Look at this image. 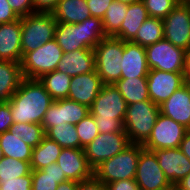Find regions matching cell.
Wrapping results in <instances>:
<instances>
[{
	"label": "cell",
	"mask_w": 190,
	"mask_h": 190,
	"mask_svg": "<svg viewBox=\"0 0 190 190\" xmlns=\"http://www.w3.org/2000/svg\"><path fill=\"white\" fill-rule=\"evenodd\" d=\"M130 140L125 131L115 133H99L98 136L85 148L88 164L94 170L107 159L124 150L130 145Z\"/></svg>",
	"instance_id": "cell-11"
},
{
	"label": "cell",
	"mask_w": 190,
	"mask_h": 190,
	"mask_svg": "<svg viewBox=\"0 0 190 190\" xmlns=\"http://www.w3.org/2000/svg\"><path fill=\"white\" fill-rule=\"evenodd\" d=\"M164 38L163 21L160 18L148 17L138 29L132 42L147 47Z\"/></svg>",
	"instance_id": "cell-30"
},
{
	"label": "cell",
	"mask_w": 190,
	"mask_h": 190,
	"mask_svg": "<svg viewBox=\"0 0 190 190\" xmlns=\"http://www.w3.org/2000/svg\"><path fill=\"white\" fill-rule=\"evenodd\" d=\"M180 150L190 160V130H188L180 144Z\"/></svg>",
	"instance_id": "cell-47"
},
{
	"label": "cell",
	"mask_w": 190,
	"mask_h": 190,
	"mask_svg": "<svg viewBox=\"0 0 190 190\" xmlns=\"http://www.w3.org/2000/svg\"><path fill=\"white\" fill-rule=\"evenodd\" d=\"M115 1H118V2H121V3H123V4L129 5V4L138 2V1H140V0H115Z\"/></svg>",
	"instance_id": "cell-52"
},
{
	"label": "cell",
	"mask_w": 190,
	"mask_h": 190,
	"mask_svg": "<svg viewBox=\"0 0 190 190\" xmlns=\"http://www.w3.org/2000/svg\"><path fill=\"white\" fill-rule=\"evenodd\" d=\"M3 157H4V154H3V151H2V149H1V147H0V160H1Z\"/></svg>",
	"instance_id": "cell-54"
},
{
	"label": "cell",
	"mask_w": 190,
	"mask_h": 190,
	"mask_svg": "<svg viewBox=\"0 0 190 190\" xmlns=\"http://www.w3.org/2000/svg\"><path fill=\"white\" fill-rule=\"evenodd\" d=\"M32 172L30 162L4 156L0 160V181L11 180Z\"/></svg>",
	"instance_id": "cell-34"
},
{
	"label": "cell",
	"mask_w": 190,
	"mask_h": 190,
	"mask_svg": "<svg viewBox=\"0 0 190 190\" xmlns=\"http://www.w3.org/2000/svg\"><path fill=\"white\" fill-rule=\"evenodd\" d=\"M169 190H185V189H183V188L179 187L177 184H175V185H172Z\"/></svg>",
	"instance_id": "cell-53"
},
{
	"label": "cell",
	"mask_w": 190,
	"mask_h": 190,
	"mask_svg": "<svg viewBox=\"0 0 190 190\" xmlns=\"http://www.w3.org/2000/svg\"><path fill=\"white\" fill-rule=\"evenodd\" d=\"M187 131L183 125L160 113L143 148L149 151L179 148Z\"/></svg>",
	"instance_id": "cell-12"
},
{
	"label": "cell",
	"mask_w": 190,
	"mask_h": 190,
	"mask_svg": "<svg viewBox=\"0 0 190 190\" xmlns=\"http://www.w3.org/2000/svg\"><path fill=\"white\" fill-rule=\"evenodd\" d=\"M53 101L39 79L23 78L17 91L8 100L12 120L17 123L41 124Z\"/></svg>",
	"instance_id": "cell-1"
},
{
	"label": "cell",
	"mask_w": 190,
	"mask_h": 190,
	"mask_svg": "<svg viewBox=\"0 0 190 190\" xmlns=\"http://www.w3.org/2000/svg\"><path fill=\"white\" fill-rule=\"evenodd\" d=\"M68 181L66 177H52L42 170H32L31 190H57L60 183Z\"/></svg>",
	"instance_id": "cell-37"
},
{
	"label": "cell",
	"mask_w": 190,
	"mask_h": 190,
	"mask_svg": "<svg viewBox=\"0 0 190 190\" xmlns=\"http://www.w3.org/2000/svg\"><path fill=\"white\" fill-rule=\"evenodd\" d=\"M168 181L175 185L190 173V160L180 148L153 150Z\"/></svg>",
	"instance_id": "cell-17"
},
{
	"label": "cell",
	"mask_w": 190,
	"mask_h": 190,
	"mask_svg": "<svg viewBox=\"0 0 190 190\" xmlns=\"http://www.w3.org/2000/svg\"><path fill=\"white\" fill-rule=\"evenodd\" d=\"M61 150L62 147L57 142L44 136L41 143L32 150L30 162L32 170H41L55 163Z\"/></svg>",
	"instance_id": "cell-27"
},
{
	"label": "cell",
	"mask_w": 190,
	"mask_h": 190,
	"mask_svg": "<svg viewBox=\"0 0 190 190\" xmlns=\"http://www.w3.org/2000/svg\"><path fill=\"white\" fill-rule=\"evenodd\" d=\"M135 181L140 190H169L172 186L159 166L154 152L145 148L138 158Z\"/></svg>",
	"instance_id": "cell-13"
},
{
	"label": "cell",
	"mask_w": 190,
	"mask_h": 190,
	"mask_svg": "<svg viewBox=\"0 0 190 190\" xmlns=\"http://www.w3.org/2000/svg\"><path fill=\"white\" fill-rule=\"evenodd\" d=\"M23 79L21 64L0 60V101H8Z\"/></svg>",
	"instance_id": "cell-25"
},
{
	"label": "cell",
	"mask_w": 190,
	"mask_h": 190,
	"mask_svg": "<svg viewBox=\"0 0 190 190\" xmlns=\"http://www.w3.org/2000/svg\"><path fill=\"white\" fill-rule=\"evenodd\" d=\"M96 70L94 49H78L64 53L57 71L66 73L71 78Z\"/></svg>",
	"instance_id": "cell-22"
},
{
	"label": "cell",
	"mask_w": 190,
	"mask_h": 190,
	"mask_svg": "<svg viewBox=\"0 0 190 190\" xmlns=\"http://www.w3.org/2000/svg\"><path fill=\"white\" fill-rule=\"evenodd\" d=\"M39 81L44 85L45 90L54 101L68 97L71 77L66 73L54 70L43 75L39 78Z\"/></svg>",
	"instance_id": "cell-29"
},
{
	"label": "cell",
	"mask_w": 190,
	"mask_h": 190,
	"mask_svg": "<svg viewBox=\"0 0 190 190\" xmlns=\"http://www.w3.org/2000/svg\"><path fill=\"white\" fill-rule=\"evenodd\" d=\"M159 107L161 114L190 130V91L185 85L177 89Z\"/></svg>",
	"instance_id": "cell-21"
},
{
	"label": "cell",
	"mask_w": 190,
	"mask_h": 190,
	"mask_svg": "<svg viewBox=\"0 0 190 190\" xmlns=\"http://www.w3.org/2000/svg\"><path fill=\"white\" fill-rule=\"evenodd\" d=\"M147 10L140 0L128 5L126 16L120 26V34L116 37L125 41H132L137 35L138 29L148 18Z\"/></svg>",
	"instance_id": "cell-24"
},
{
	"label": "cell",
	"mask_w": 190,
	"mask_h": 190,
	"mask_svg": "<svg viewBox=\"0 0 190 190\" xmlns=\"http://www.w3.org/2000/svg\"><path fill=\"white\" fill-rule=\"evenodd\" d=\"M103 85L96 70L77 75L71 78L67 98L90 107Z\"/></svg>",
	"instance_id": "cell-18"
},
{
	"label": "cell",
	"mask_w": 190,
	"mask_h": 190,
	"mask_svg": "<svg viewBox=\"0 0 190 190\" xmlns=\"http://www.w3.org/2000/svg\"><path fill=\"white\" fill-rule=\"evenodd\" d=\"M64 52L55 39L27 52L21 60L23 78L39 79L43 75L57 70Z\"/></svg>",
	"instance_id": "cell-8"
},
{
	"label": "cell",
	"mask_w": 190,
	"mask_h": 190,
	"mask_svg": "<svg viewBox=\"0 0 190 190\" xmlns=\"http://www.w3.org/2000/svg\"><path fill=\"white\" fill-rule=\"evenodd\" d=\"M32 172L28 175L17 177L11 180H1L0 190H31Z\"/></svg>",
	"instance_id": "cell-38"
},
{
	"label": "cell",
	"mask_w": 190,
	"mask_h": 190,
	"mask_svg": "<svg viewBox=\"0 0 190 190\" xmlns=\"http://www.w3.org/2000/svg\"><path fill=\"white\" fill-rule=\"evenodd\" d=\"M52 14L57 22L65 24L81 23L91 16L86 0H59Z\"/></svg>",
	"instance_id": "cell-23"
},
{
	"label": "cell",
	"mask_w": 190,
	"mask_h": 190,
	"mask_svg": "<svg viewBox=\"0 0 190 190\" xmlns=\"http://www.w3.org/2000/svg\"><path fill=\"white\" fill-rule=\"evenodd\" d=\"M77 190H107V186L93 176L88 180L78 182Z\"/></svg>",
	"instance_id": "cell-45"
},
{
	"label": "cell",
	"mask_w": 190,
	"mask_h": 190,
	"mask_svg": "<svg viewBox=\"0 0 190 190\" xmlns=\"http://www.w3.org/2000/svg\"><path fill=\"white\" fill-rule=\"evenodd\" d=\"M57 21L52 13L34 12L21 17L22 57L54 39Z\"/></svg>",
	"instance_id": "cell-6"
},
{
	"label": "cell",
	"mask_w": 190,
	"mask_h": 190,
	"mask_svg": "<svg viewBox=\"0 0 190 190\" xmlns=\"http://www.w3.org/2000/svg\"><path fill=\"white\" fill-rule=\"evenodd\" d=\"M9 131L15 133L24 143L32 148L37 147L45 136L42 125L36 123L13 122Z\"/></svg>",
	"instance_id": "cell-33"
},
{
	"label": "cell",
	"mask_w": 190,
	"mask_h": 190,
	"mask_svg": "<svg viewBox=\"0 0 190 190\" xmlns=\"http://www.w3.org/2000/svg\"><path fill=\"white\" fill-rule=\"evenodd\" d=\"M45 136L57 142L62 148L80 149V140L75 125L63 123L49 128Z\"/></svg>",
	"instance_id": "cell-32"
},
{
	"label": "cell",
	"mask_w": 190,
	"mask_h": 190,
	"mask_svg": "<svg viewBox=\"0 0 190 190\" xmlns=\"http://www.w3.org/2000/svg\"><path fill=\"white\" fill-rule=\"evenodd\" d=\"M75 128L80 140V149H84L99 134L98 127L95 124L94 118L91 114L78 122L75 125Z\"/></svg>",
	"instance_id": "cell-35"
},
{
	"label": "cell",
	"mask_w": 190,
	"mask_h": 190,
	"mask_svg": "<svg viewBox=\"0 0 190 190\" xmlns=\"http://www.w3.org/2000/svg\"><path fill=\"white\" fill-rule=\"evenodd\" d=\"M121 79L147 77L150 70L145 47L132 41L124 42Z\"/></svg>",
	"instance_id": "cell-19"
},
{
	"label": "cell",
	"mask_w": 190,
	"mask_h": 190,
	"mask_svg": "<svg viewBox=\"0 0 190 190\" xmlns=\"http://www.w3.org/2000/svg\"><path fill=\"white\" fill-rule=\"evenodd\" d=\"M41 170L52 177H66L64 172H62L61 167L56 162L51 163L50 165L46 166L45 168H42Z\"/></svg>",
	"instance_id": "cell-46"
},
{
	"label": "cell",
	"mask_w": 190,
	"mask_h": 190,
	"mask_svg": "<svg viewBox=\"0 0 190 190\" xmlns=\"http://www.w3.org/2000/svg\"><path fill=\"white\" fill-rule=\"evenodd\" d=\"M142 144L131 143L120 153L105 160L93 170V176L105 185L126 179H135Z\"/></svg>",
	"instance_id": "cell-4"
},
{
	"label": "cell",
	"mask_w": 190,
	"mask_h": 190,
	"mask_svg": "<svg viewBox=\"0 0 190 190\" xmlns=\"http://www.w3.org/2000/svg\"><path fill=\"white\" fill-rule=\"evenodd\" d=\"M19 17L11 9L8 0H0V24L18 20Z\"/></svg>",
	"instance_id": "cell-42"
},
{
	"label": "cell",
	"mask_w": 190,
	"mask_h": 190,
	"mask_svg": "<svg viewBox=\"0 0 190 190\" xmlns=\"http://www.w3.org/2000/svg\"><path fill=\"white\" fill-rule=\"evenodd\" d=\"M164 38L174 46L190 51V0H181L164 18Z\"/></svg>",
	"instance_id": "cell-10"
},
{
	"label": "cell",
	"mask_w": 190,
	"mask_h": 190,
	"mask_svg": "<svg viewBox=\"0 0 190 190\" xmlns=\"http://www.w3.org/2000/svg\"><path fill=\"white\" fill-rule=\"evenodd\" d=\"M184 74L151 69L147 75L149 99L157 106L163 104L177 89L184 85Z\"/></svg>",
	"instance_id": "cell-15"
},
{
	"label": "cell",
	"mask_w": 190,
	"mask_h": 190,
	"mask_svg": "<svg viewBox=\"0 0 190 190\" xmlns=\"http://www.w3.org/2000/svg\"><path fill=\"white\" fill-rule=\"evenodd\" d=\"M56 163L68 180L81 182L93 177L84 149L62 148Z\"/></svg>",
	"instance_id": "cell-16"
},
{
	"label": "cell",
	"mask_w": 190,
	"mask_h": 190,
	"mask_svg": "<svg viewBox=\"0 0 190 190\" xmlns=\"http://www.w3.org/2000/svg\"><path fill=\"white\" fill-rule=\"evenodd\" d=\"M114 86L119 90L127 105L150 100L147 77L120 79Z\"/></svg>",
	"instance_id": "cell-26"
},
{
	"label": "cell",
	"mask_w": 190,
	"mask_h": 190,
	"mask_svg": "<svg viewBox=\"0 0 190 190\" xmlns=\"http://www.w3.org/2000/svg\"><path fill=\"white\" fill-rule=\"evenodd\" d=\"M107 190H140L135 179L118 180L106 185Z\"/></svg>",
	"instance_id": "cell-43"
},
{
	"label": "cell",
	"mask_w": 190,
	"mask_h": 190,
	"mask_svg": "<svg viewBox=\"0 0 190 190\" xmlns=\"http://www.w3.org/2000/svg\"><path fill=\"white\" fill-rule=\"evenodd\" d=\"M127 103L119 90L111 84H104L97 98L89 107L99 133L125 131L124 119Z\"/></svg>",
	"instance_id": "cell-2"
},
{
	"label": "cell",
	"mask_w": 190,
	"mask_h": 190,
	"mask_svg": "<svg viewBox=\"0 0 190 190\" xmlns=\"http://www.w3.org/2000/svg\"><path fill=\"white\" fill-rule=\"evenodd\" d=\"M90 114L89 107L71 99L55 100L46 111L41 125L44 132L63 123L76 125Z\"/></svg>",
	"instance_id": "cell-14"
},
{
	"label": "cell",
	"mask_w": 190,
	"mask_h": 190,
	"mask_svg": "<svg viewBox=\"0 0 190 190\" xmlns=\"http://www.w3.org/2000/svg\"><path fill=\"white\" fill-rule=\"evenodd\" d=\"M78 182L74 180H68L58 185L57 190H77Z\"/></svg>",
	"instance_id": "cell-48"
},
{
	"label": "cell",
	"mask_w": 190,
	"mask_h": 190,
	"mask_svg": "<svg viewBox=\"0 0 190 190\" xmlns=\"http://www.w3.org/2000/svg\"><path fill=\"white\" fill-rule=\"evenodd\" d=\"M91 16L103 18L105 16L107 7L113 0H86Z\"/></svg>",
	"instance_id": "cell-41"
},
{
	"label": "cell",
	"mask_w": 190,
	"mask_h": 190,
	"mask_svg": "<svg viewBox=\"0 0 190 190\" xmlns=\"http://www.w3.org/2000/svg\"><path fill=\"white\" fill-rule=\"evenodd\" d=\"M101 18L90 16L81 23L65 24L57 22L54 39L64 53L78 49H94L107 38Z\"/></svg>",
	"instance_id": "cell-3"
},
{
	"label": "cell",
	"mask_w": 190,
	"mask_h": 190,
	"mask_svg": "<svg viewBox=\"0 0 190 190\" xmlns=\"http://www.w3.org/2000/svg\"><path fill=\"white\" fill-rule=\"evenodd\" d=\"M177 185L185 190H190V173L180 180Z\"/></svg>",
	"instance_id": "cell-49"
},
{
	"label": "cell",
	"mask_w": 190,
	"mask_h": 190,
	"mask_svg": "<svg viewBox=\"0 0 190 190\" xmlns=\"http://www.w3.org/2000/svg\"><path fill=\"white\" fill-rule=\"evenodd\" d=\"M159 114L160 107L151 100L127 105L124 128L130 143L143 145L150 137Z\"/></svg>",
	"instance_id": "cell-5"
},
{
	"label": "cell",
	"mask_w": 190,
	"mask_h": 190,
	"mask_svg": "<svg viewBox=\"0 0 190 190\" xmlns=\"http://www.w3.org/2000/svg\"><path fill=\"white\" fill-rule=\"evenodd\" d=\"M149 17L164 19L181 0H141Z\"/></svg>",
	"instance_id": "cell-36"
},
{
	"label": "cell",
	"mask_w": 190,
	"mask_h": 190,
	"mask_svg": "<svg viewBox=\"0 0 190 190\" xmlns=\"http://www.w3.org/2000/svg\"><path fill=\"white\" fill-rule=\"evenodd\" d=\"M8 4L19 18L34 13L33 0H8Z\"/></svg>",
	"instance_id": "cell-39"
},
{
	"label": "cell",
	"mask_w": 190,
	"mask_h": 190,
	"mask_svg": "<svg viewBox=\"0 0 190 190\" xmlns=\"http://www.w3.org/2000/svg\"><path fill=\"white\" fill-rule=\"evenodd\" d=\"M0 147L6 157L31 162L33 148L24 143L15 133L10 131L1 133Z\"/></svg>",
	"instance_id": "cell-28"
},
{
	"label": "cell",
	"mask_w": 190,
	"mask_h": 190,
	"mask_svg": "<svg viewBox=\"0 0 190 190\" xmlns=\"http://www.w3.org/2000/svg\"><path fill=\"white\" fill-rule=\"evenodd\" d=\"M184 85L190 91V76H184Z\"/></svg>",
	"instance_id": "cell-51"
},
{
	"label": "cell",
	"mask_w": 190,
	"mask_h": 190,
	"mask_svg": "<svg viewBox=\"0 0 190 190\" xmlns=\"http://www.w3.org/2000/svg\"><path fill=\"white\" fill-rule=\"evenodd\" d=\"M59 0H33L34 12L52 13Z\"/></svg>",
	"instance_id": "cell-44"
},
{
	"label": "cell",
	"mask_w": 190,
	"mask_h": 190,
	"mask_svg": "<svg viewBox=\"0 0 190 190\" xmlns=\"http://www.w3.org/2000/svg\"><path fill=\"white\" fill-rule=\"evenodd\" d=\"M0 60L21 63V18L0 24Z\"/></svg>",
	"instance_id": "cell-20"
},
{
	"label": "cell",
	"mask_w": 190,
	"mask_h": 190,
	"mask_svg": "<svg viewBox=\"0 0 190 190\" xmlns=\"http://www.w3.org/2000/svg\"><path fill=\"white\" fill-rule=\"evenodd\" d=\"M123 51L124 41L113 36L102 39L95 46L96 71L104 84L114 85L121 79Z\"/></svg>",
	"instance_id": "cell-7"
},
{
	"label": "cell",
	"mask_w": 190,
	"mask_h": 190,
	"mask_svg": "<svg viewBox=\"0 0 190 190\" xmlns=\"http://www.w3.org/2000/svg\"><path fill=\"white\" fill-rule=\"evenodd\" d=\"M184 76H190V51L188 52L187 55V69L185 71Z\"/></svg>",
	"instance_id": "cell-50"
},
{
	"label": "cell",
	"mask_w": 190,
	"mask_h": 190,
	"mask_svg": "<svg viewBox=\"0 0 190 190\" xmlns=\"http://www.w3.org/2000/svg\"><path fill=\"white\" fill-rule=\"evenodd\" d=\"M128 5L113 0L107 7L105 16L102 18L107 36L117 37L120 34V26L126 16Z\"/></svg>",
	"instance_id": "cell-31"
},
{
	"label": "cell",
	"mask_w": 190,
	"mask_h": 190,
	"mask_svg": "<svg viewBox=\"0 0 190 190\" xmlns=\"http://www.w3.org/2000/svg\"><path fill=\"white\" fill-rule=\"evenodd\" d=\"M13 124L12 114L8 101H0V134L9 131Z\"/></svg>",
	"instance_id": "cell-40"
},
{
	"label": "cell",
	"mask_w": 190,
	"mask_h": 190,
	"mask_svg": "<svg viewBox=\"0 0 190 190\" xmlns=\"http://www.w3.org/2000/svg\"><path fill=\"white\" fill-rule=\"evenodd\" d=\"M148 66L164 72L185 73L188 52L165 38L145 47Z\"/></svg>",
	"instance_id": "cell-9"
}]
</instances>
